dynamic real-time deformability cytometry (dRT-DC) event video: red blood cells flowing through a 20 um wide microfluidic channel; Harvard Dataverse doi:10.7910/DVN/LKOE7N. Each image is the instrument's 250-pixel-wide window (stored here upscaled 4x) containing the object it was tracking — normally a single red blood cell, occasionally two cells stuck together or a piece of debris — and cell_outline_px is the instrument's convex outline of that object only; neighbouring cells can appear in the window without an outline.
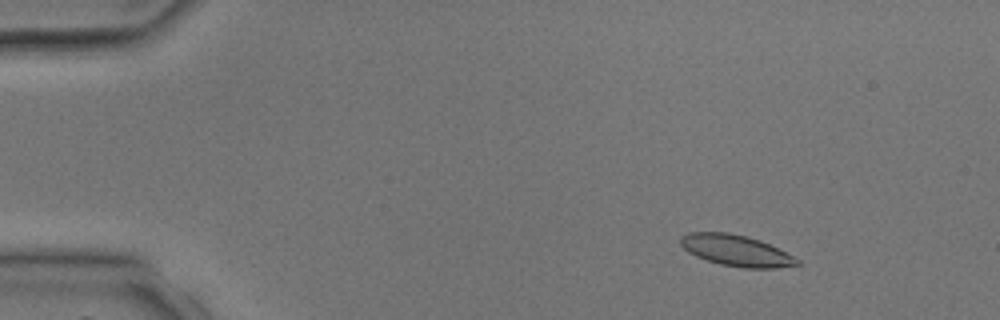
{"species": "common noctule bat (a hibernating species)", "species_latin": "Nyctalus noctula", "temperature_condition": "room temperature", "stored_images_in_passage": 4, "camera_frame_rate_fps": 3000, "um_per_image_px": 0.085, "animal": {"sex": "male", "body_mass_g": 17.9, "forearm_length_mm": 54.2}, "frame": {"image": 1, "passage_image": 2, "time_ms": 1.333, "image_size_px": [1000, 320], "cell_outline_px": [[800, 264], [776, 268], [744, 268], [720, 264], [696, 256], [688, 252], [680, 244], [680, 236], [688, 232], [728, 232], [748, 236], [760, 240], [800, 260]], "centroid_in_image_um": [62.53, 21.28], "position_along_channel_um": 22.5, "area_um2": 21.04}}
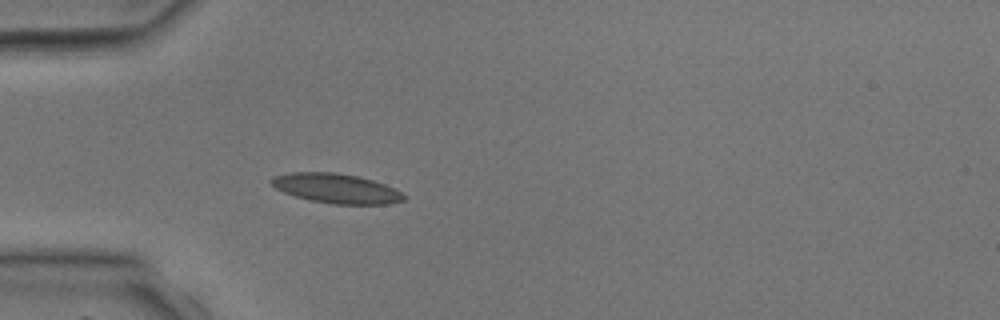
{"frame": {"image": 2, "passage_image": 4, "time_ms": 3.667, "image_size_px": [1000, 320], "cell_outline_px": [[404, 200], [388, 204], [332, 204], [312, 200], [296, 196], [284, 192], [276, 188], [268, 180], [272, 176], [292, 172], [336, 172], [356, 176], [372, 180], [384, 184], [400, 192], [404, 196]], "centroid_in_image_um": [28.54, 16.01], "position_along_channel_um": 56.5, "area_um2": 22.6}}